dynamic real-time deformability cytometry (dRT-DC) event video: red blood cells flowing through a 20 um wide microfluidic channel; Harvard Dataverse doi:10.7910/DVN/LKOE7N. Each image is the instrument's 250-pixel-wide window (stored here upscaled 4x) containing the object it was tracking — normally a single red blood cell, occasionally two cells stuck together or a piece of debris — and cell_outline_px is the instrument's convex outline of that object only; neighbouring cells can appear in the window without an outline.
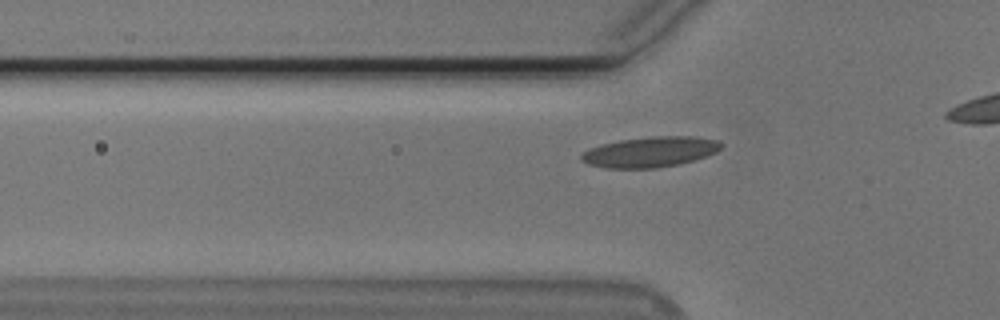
{"species": "Egyptian fruit bat (a non-hibernating species)", "species_latin": "Rousettus aegyptiacus", "temperature_condition": "cold", "stored_images_in_passage": 27, "camera_frame_rate_fps": 3000, "um_per_image_px": 0.085, "animal": {"sex": "male"}, "frame": {"image": 1, "passage_image": 14, "time_ms": 4.333, "image_size_px": [1000, 320], "cell_outline_px": [[724, 144], [716, 152], [680, 164], [656, 168], [608, 168], [588, 164], [580, 160], [580, 152], [588, 148], [600, 144], [620, 140], [652, 136], [692, 136], [720, 140]], "centroid_in_image_um": [55.22, 12.9], "position_along_channel_um": 70.6, "area_um2": 24.97}}
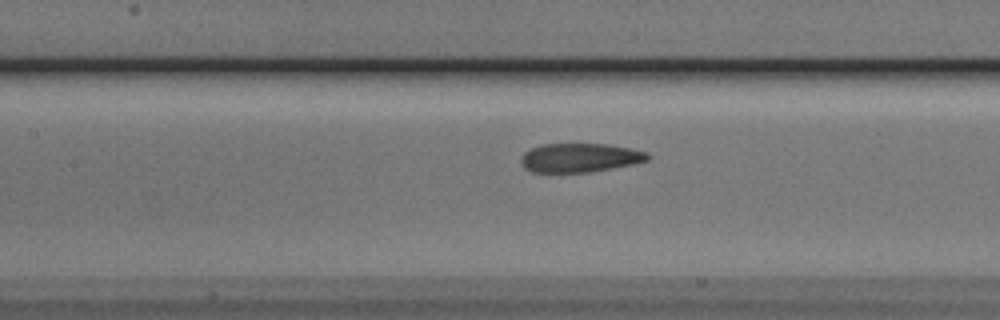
{"frame": {"image": 2, "passage_image": 21, "time_ms": 6.667, "image_size_px": [1000, 320], "cell_outline_px": [[652, 156], [648, 160], [632, 164], [612, 168], [588, 172], [532, 172], [524, 168], [520, 164], [520, 156], [524, 152], [540, 144], [608, 144], [648, 152]], "centroid_in_image_um": [49.26, 13.4], "position_along_channel_um": 158.1, "area_um2": 21.44}}
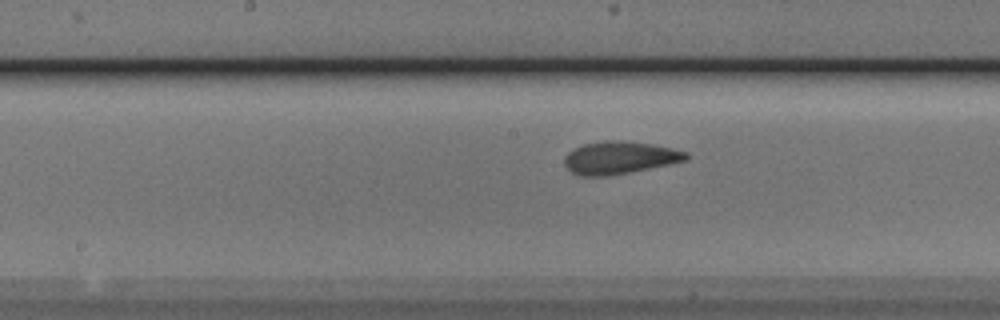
{"frame": {"image": 3, "passage_image": 24, "time_ms": 7.667, "image_size_px": [1000, 320], "cell_outline_px": [[688, 160], [608, 176], [580, 176], [572, 172], [564, 164], [564, 156], [568, 152], [584, 144], [604, 140], [608, 140], [652, 144], [672, 148], [688, 152]], "centroid_in_image_um": [52.65, 13.41], "position_along_channel_um": 195.6, "area_um2": 22.77}}